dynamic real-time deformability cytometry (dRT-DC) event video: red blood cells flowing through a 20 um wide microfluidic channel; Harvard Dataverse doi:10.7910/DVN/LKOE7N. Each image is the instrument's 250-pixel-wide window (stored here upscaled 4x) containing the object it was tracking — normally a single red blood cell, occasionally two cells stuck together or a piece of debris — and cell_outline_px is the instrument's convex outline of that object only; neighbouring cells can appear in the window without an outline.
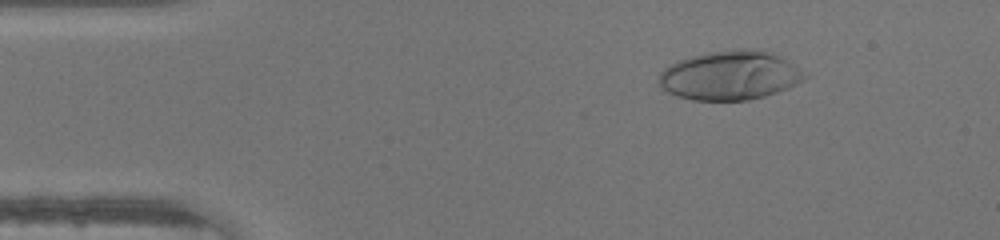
{"species": "human", "species_latin": "Homo sapiens", "temperature_condition": "warm", "stored_images_in_passage": 47, "camera_frame_rate_fps": 3000, "um_per_image_px": 0.085, "donor": {"sex": "male"}, "frame": {"image": 1, "passage_image": 7, "time_ms": 2.0, "image_size_px": [1000, 240], "cell_outline_px": [[808, 76], [804, 80], [788, 88], [764, 96], [748, 100], [692, 100], [676, 96], [660, 88], [660, 72], [664, 68], [680, 60], [692, 56], [708, 52], [736, 48], [760, 48], [772, 52], [792, 64]], "centroid_in_image_um": [62.05, 6.4], "position_along_channel_um": 23.0, "area_um2": 41.73}}
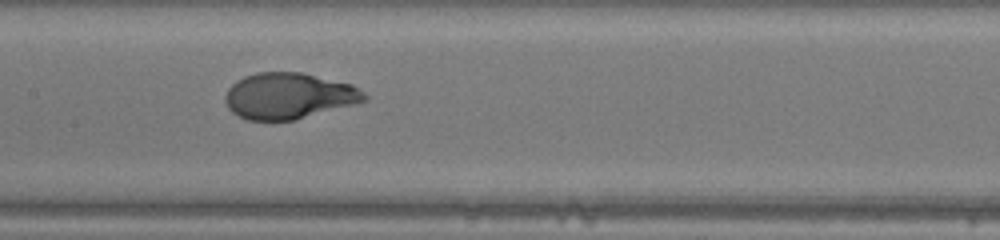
{"frame": {"image": 2, "passage_image": 23, "time_ms": 7.333, "image_size_px": [1000, 240], "cell_outline_px": [[368, 100], [356, 104], [296, 120], [248, 120], [232, 112], [228, 108], [224, 100], [224, 96], [228, 88], [236, 80], [244, 76], [256, 72], [300, 72], [352, 84], [364, 92], [368, 96]], "centroid_in_image_um": [24.55, 8.15], "position_along_channel_um": 182.8, "area_um2": 37.63}}
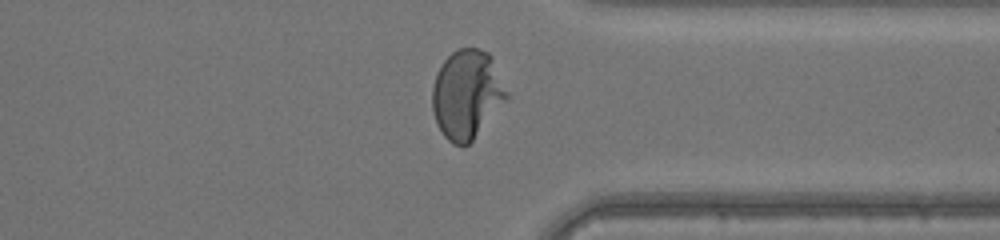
{"frame": {"image": 3, "passage_image": 36, "time_ms": 11.667, "image_size_px": [1000, 240], "cell_outline_px": [[512, 96], [472, 140], [468, 144], [452, 144], [444, 136], [436, 124], [432, 108], [432, 88], [436, 76], [444, 60], [452, 52], [460, 48], [480, 48], [488, 52], [492, 56]], "centroid_in_image_um": [39.74, 8.0], "position_along_channel_um": 371.7, "area_um2": 39.02}}